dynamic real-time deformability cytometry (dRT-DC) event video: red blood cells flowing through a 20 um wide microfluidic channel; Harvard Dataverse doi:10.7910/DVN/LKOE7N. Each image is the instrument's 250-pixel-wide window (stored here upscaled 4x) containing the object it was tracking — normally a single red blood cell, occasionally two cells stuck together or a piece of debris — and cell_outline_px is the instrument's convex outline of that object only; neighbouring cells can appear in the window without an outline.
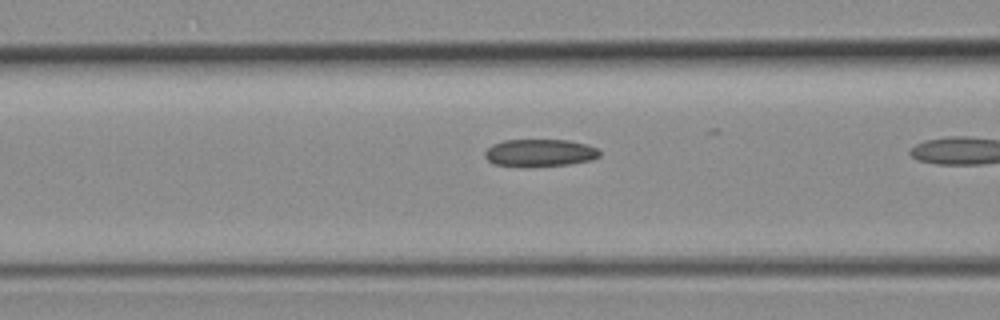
{"species": "common noctule bat (a hibernating species)", "species_latin": "Nyctalus noctula", "temperature_condition": "room temperature", "stored_images_in_passage": 10, "camera_frame_rate_fps": 3000, "um_per_image_px": 0.085, "animal": {"sex": "female", "body_mass_g": 19.3, "forearm_length_mm": 54.1}, "frame": {"image": 1, "passage_image": 9, "time_ms": 2.667, "image_size_px": [1000, 320], "cell_outline_px": [[600, 156], [592, 160], [568, 164], [524, 168], [492, 164], [484, 156], [484, 152], [492, 144], [504, 140], [568, 140], [588, 144], [596, 148], [600, 152]], "centroid_in_image_um": [45.85, 13.01], "position_along_channel_um": 120.7, "area_um2": 18.73}}